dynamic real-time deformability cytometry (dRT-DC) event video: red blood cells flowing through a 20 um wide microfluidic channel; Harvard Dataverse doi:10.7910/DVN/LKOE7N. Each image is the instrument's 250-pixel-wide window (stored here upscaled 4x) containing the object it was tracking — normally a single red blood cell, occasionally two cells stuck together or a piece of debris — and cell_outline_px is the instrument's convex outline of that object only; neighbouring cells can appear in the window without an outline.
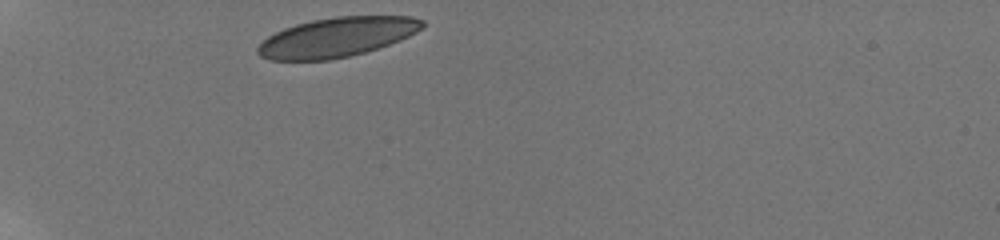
{"species": "human", "species_latin": "Homo sapiens", "temperature_condition": "room temperature", "stored_images_in_passage": 33, "camera_frame_rate_fps": 3000, "um_per_image_px": 0.085, "donor": {"sex": "male"}, "frame": {"image": 1, "passage_image": 1, "time_ms": 0.0, "image_size_px": [1000, 240], "cell_outline_px": [[424, 24], [416, 32], [400, 40], [364, 52], [348, 56], [328, 60], [268, 60], [260, 56], [256, 52], [256, 48], [268, 36], [284, 28], [296, 24], [312, 20], [336, 16], [412, 16], [424, 20]], "centroid_in_image_um": [28.61, 3.16], "position_along_channel_um": 56.4, "area_um2": 37.69}}
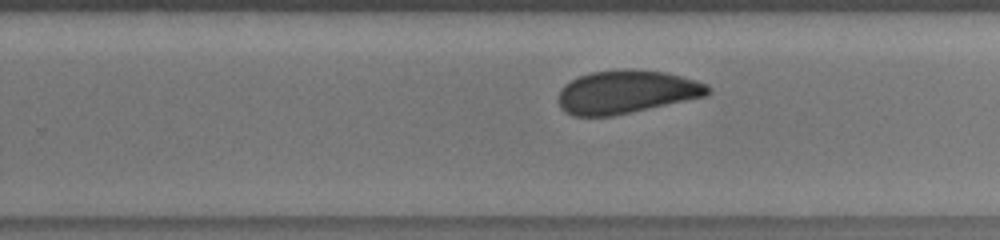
{"frame": {"image": 2, "passage_image": 21, "time_ms": 6.667, "image_size_px": [1000, 240], "cell_outline_px": [[712, 92], [704, 96], [612, 116], [572, 116], [564, 112], [560, 108], [560, 88], [564, 84], [580, 76], [592, 72], [624, 68], [664, 72], [696, 80], [708, 84], [712, 88]], "centroid_in_image_um": [53.24, 7.81], "position_along_channel_um": 276.6, "area_um2": 37.45}}
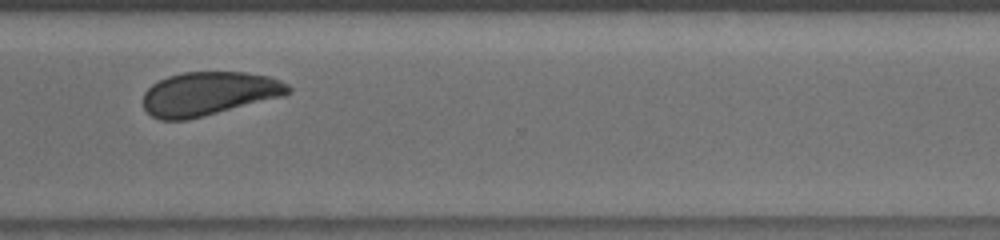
{"frame": {"image": 3, "passage_image": 27, "time_ms": 8.667, "image_size_px": [1000, 240], "cell_outline_px": [[292, 92], [284, 96], [188, 120], [160, 120], [152, 116], [144, 108], [144, 92], [152, 84], [168, 76], [184, 72], [244, 72], [268, 76], [280, 80], [288, 84], [292, 88]], "centroid_in_image_um": [17.77, 7.96], "position_along_channel_um": 352.8, "area_um2": 36.99}, "authors_computed_cell_mechanics": {"area_um2": 38.437, "velocity_mm_per_s": 3.7914, "shape_relaxation_time_tau1_ms": 2.9043, "shape_relaxation_time_tau2_ms": 1.1416, "deformation_change_tau1": 0.0706, "deformation_change_tau2": 0.0353}}